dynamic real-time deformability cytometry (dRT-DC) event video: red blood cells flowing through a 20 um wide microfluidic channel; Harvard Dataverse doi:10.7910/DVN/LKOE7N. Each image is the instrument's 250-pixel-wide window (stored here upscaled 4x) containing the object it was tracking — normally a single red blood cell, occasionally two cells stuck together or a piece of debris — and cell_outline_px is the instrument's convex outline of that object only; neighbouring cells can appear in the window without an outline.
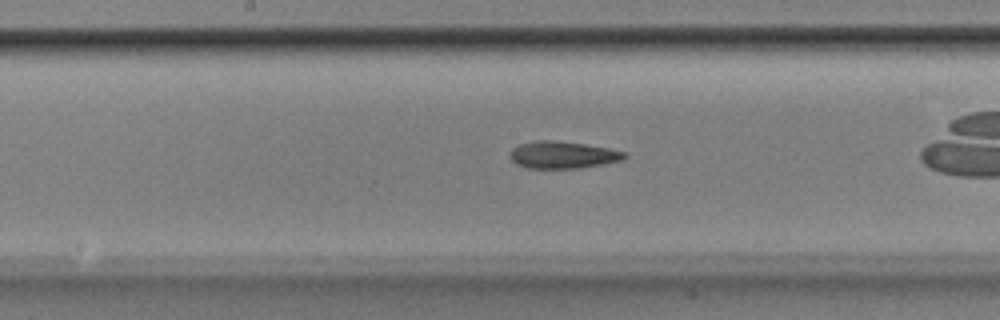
{"species": "Egyptian fruit bat (a non-hibernating species)", "species_latin": "Rousettus aegyptiacus", "temperature_condition": "room temperature", "stored_images_in_passage": 38, "camera_frame_rate_fps": 3000, "um_per_image_px": 0.085, "animal": {"sex": "male"}, "frame": {"image": 1, "passage_image": 12, "time_ms": 3.667, "image_size_px": [1000, 320], "cell_outline_px": [[628, 156], [624, 160], [580, 168], [528, 168], [516, 164], [508, 156], [512, 148], [520, 144], [536, 140], [552, 140], [584, 144], [608, 148], [628, 152]], "centroid_in_image_um": [47.85, 13.16], "position_along_channel_um": 200.4, "area_um2": 18.21}, "authors_computed_cell_mechanics": {"area_um2": 17.8024, "velocity_mm_per_s": 3.8951, "shape_relaxation_time_tau1_ms": 4.9012, "shape_relaxation_time_tau2_ms": 9.592, "deformation_change_tau1": 0.1323, "deformation_change_tau2": 0.1883}}